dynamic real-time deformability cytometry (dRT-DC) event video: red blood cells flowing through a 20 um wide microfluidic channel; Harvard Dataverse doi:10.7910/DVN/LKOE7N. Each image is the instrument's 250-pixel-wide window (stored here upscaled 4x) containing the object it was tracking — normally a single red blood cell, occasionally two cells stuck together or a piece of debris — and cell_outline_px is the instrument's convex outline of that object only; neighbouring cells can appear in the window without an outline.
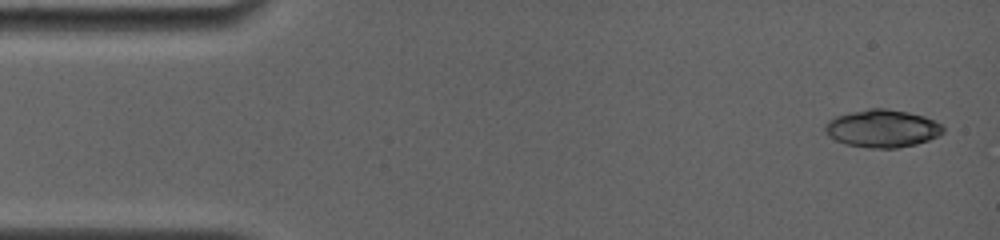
{"species": "common noctule bat (a hibernating species)", "species_latin": "Nyctalus noctula", "temperature_condition": "room temperature", "stored_images_in_passage": 8, "camera_frame_rate_fps": 4000, "um_per_image_px": 0.085, "animal": {"sex": "female", "body_mass_g": 19.0, "forearm_length_mm": 56.7}, "frame": {"image": 1, "passage_image": 1, "time_ms": 0.0, "image_size_px": [1000, 240], "cell_outline_px": [[944, 132], [928, 140], [916, 144], [896, 148], [868, 148], [844, 144], [828, 136], [824, 132], [824, 124], [828, 120], [836, 116], [848, 112], [868, 108], [884, 108], [908, 112], [924, 116], [940, 124], [944, 128]], "centroid_in_image_um": [74.94, 10.92], "position_along_channel_um": 10.1, "area_um2": 26.07}}
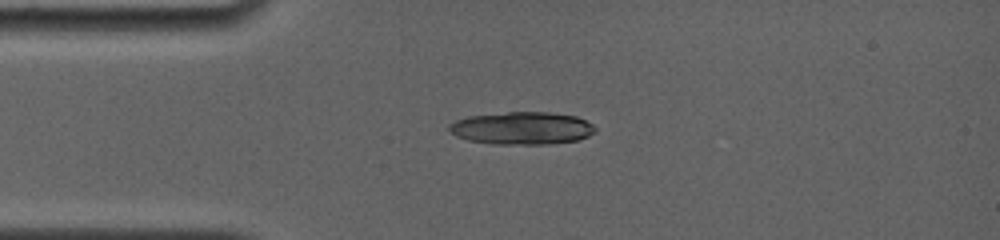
{"frame": {"image": 2, "passage_image": 7, "time_ms": 3.25, "image_size_px": [1000, 240], "cell_outline_px": [[596, 132], [588, 136], [576, 140], [548, 144], [492, 144], [468, 140], [456, 136], [448, 128], [448, 124], [456, 120], [468, 116], [508, 112], [548, 112], [576, 116], [592, 124], [596, 128]], "centroid_in_image_um": [44.36, 10.89], "position_along_channel_um": 40.6, "area_um2": 27.74}}